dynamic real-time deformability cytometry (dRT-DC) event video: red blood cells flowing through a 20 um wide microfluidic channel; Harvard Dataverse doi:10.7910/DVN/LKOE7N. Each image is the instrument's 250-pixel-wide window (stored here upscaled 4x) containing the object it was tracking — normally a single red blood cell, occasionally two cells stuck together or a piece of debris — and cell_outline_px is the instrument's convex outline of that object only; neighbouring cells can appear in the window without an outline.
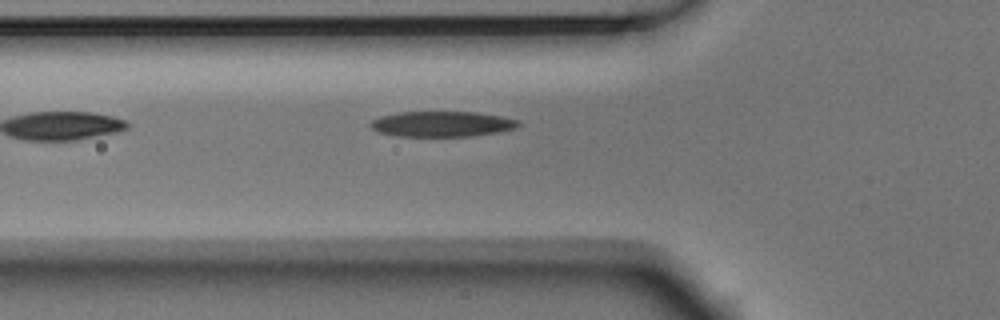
{"species": "Egyptian fruit bat (a non-hibernating species)", "species_latin": "Rousettus aegyptiacus", "temperature_condition": "room temperature", "stored_images_in_passage": 6, "camera_frame_rate_fps": 3000, "um_per_image_px": 0.085, "animal": {"sex": "male"}, "frame": {"image": 1, "passage_image": 6, "time_ms": 1.667, "image_size_px": [1000, 320], "cell_outline_px": [[520, 124], [516, 128], [496, 132], [472, 136], [400, 136], [380, 132], [372, 128], [368, 124], [372, 120], [380, 116], [400, 112], [476, 112], [500, 116], [520, 120]], "centroid_in_image_um": [37.57, 10.53], "position_along_channel_um": 88.2, "area_um2": 21.79}}